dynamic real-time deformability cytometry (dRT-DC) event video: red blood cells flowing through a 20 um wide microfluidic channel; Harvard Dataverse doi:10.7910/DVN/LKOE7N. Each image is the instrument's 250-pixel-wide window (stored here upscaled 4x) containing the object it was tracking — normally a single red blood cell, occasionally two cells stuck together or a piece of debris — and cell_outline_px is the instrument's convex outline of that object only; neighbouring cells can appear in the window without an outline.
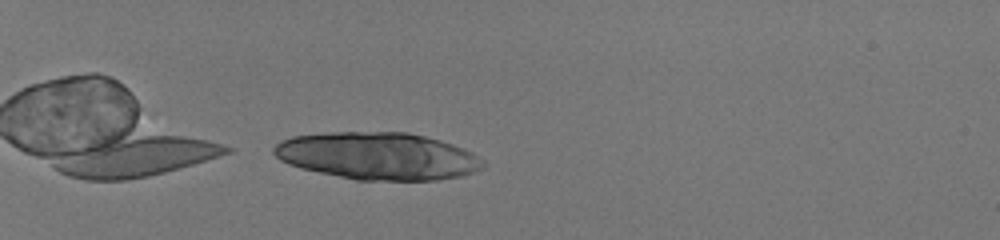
{"species": "human", "species_latin": "Homo sapiens", "temperature_condition": "room temperature", "stored_images_in_passage": 37, "camera_frame_rate_fps": 3000, "um_per_image_px": 0.085, "donor": {"sex": "male"}, "frame": {"image": 1, "passage_image": 2, "time_ms": 0.333, "image_size_px": [1000, 240], "cell_outline_px": [[484, 168], [460, 176], [436, 180], [356, 180], [300, 168], [288, 164], [280, 160], [272, 152], [272, 148], [280, 140], [292, 136], [332, 132], [408, 132], [440, 140], [452, 144], [472, 152], [484, 160]], "centroid_in_image_um": [32.1, 13.26], "position_along_channel_um": 52.9, "area_um2": 57.74}}